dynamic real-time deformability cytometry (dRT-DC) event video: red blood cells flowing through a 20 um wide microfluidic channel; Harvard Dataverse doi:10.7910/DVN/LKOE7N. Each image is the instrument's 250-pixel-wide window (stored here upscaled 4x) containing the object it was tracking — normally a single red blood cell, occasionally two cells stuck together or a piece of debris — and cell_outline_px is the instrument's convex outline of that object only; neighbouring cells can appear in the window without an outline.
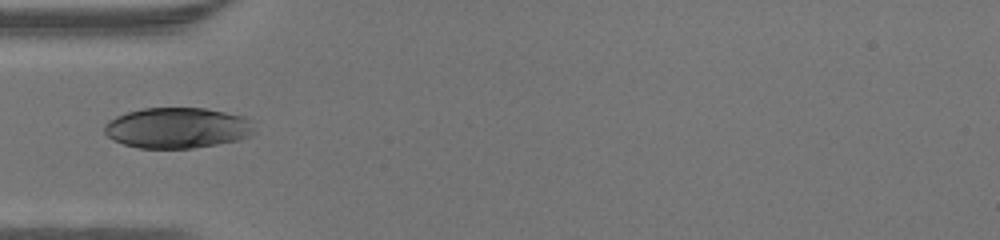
{"species": "human", "species_latin": "Homo sapiens", "temperature_condition": "warm", "stored_images_in_passage": 33, "camera_frame_rate_fps": 3000, "um_per_image_px": 0.085, "donor": {"sex": "male"}, "frame": {"image": 1, "passage_image": 14, "time_ms": 4.333, "image_size_px": [1000, 240], "cell_outline_px": [[252, 128], [248, 136], [240, 140], [192, 148], [140, 148], [124, 144], [112, 140], [104, 132], [104, 124], [108, 120], [116, 116], [128, 112], [144, 108], [204, 108], [244, 116], [248, 120]], "centroid_in_image_um": [15.01, 10.87], "position_along_channel_um": 70.0, "area_um2": 35.26}}
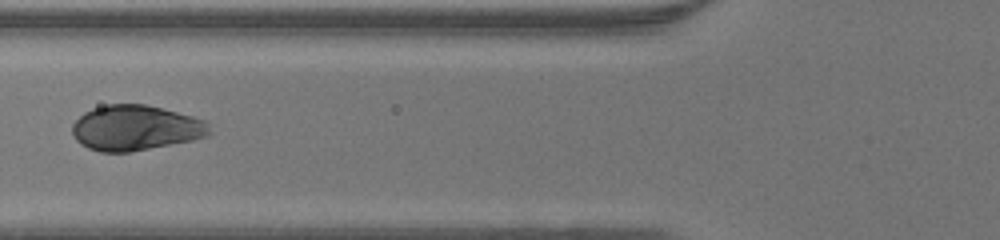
{"frame": {"image": 2, "passage_image": 17, "time_ms": 5.333, "image_size_px": [1000, 240], "cell_outline_px": [[208, 136], [192, 140], [128, 152], [100, 152], [88, 148], [80, 144], [76, 140], [72, 132], [72, 124], [84, 112], [92, 108], [108, 104], [144, 104], [192, 116], [204, 120], [208, 124]], "centroid_in_image_um": [11.47, 10.87], "position_along_channel_um": 114.3, "area_um2": 35.89}}